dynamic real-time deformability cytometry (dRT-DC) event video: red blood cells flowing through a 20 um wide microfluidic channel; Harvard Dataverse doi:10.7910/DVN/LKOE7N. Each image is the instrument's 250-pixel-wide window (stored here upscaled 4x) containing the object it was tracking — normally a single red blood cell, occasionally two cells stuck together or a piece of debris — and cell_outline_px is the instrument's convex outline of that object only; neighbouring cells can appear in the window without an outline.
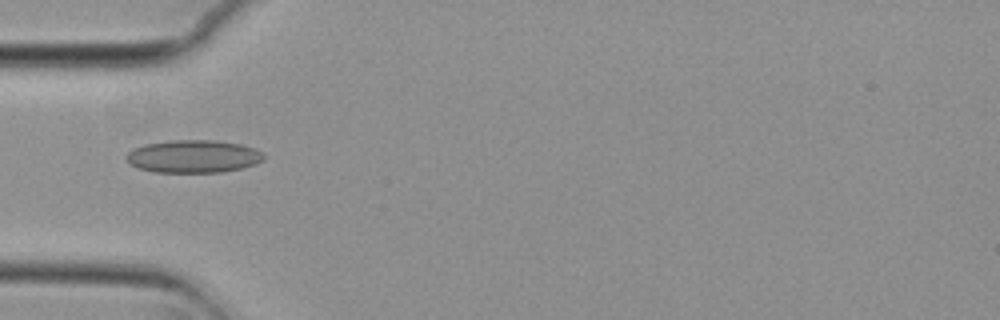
{"species": "common noctule bat (a hibernating species)", "species_latin": "Nyctalus noctula", "temperature_condition": "cold", "stored_images_in_passage": 37, "camera_frame_rate_fps": 3000, "um_per_image_px": 0.085, "animal": {"sex": "female", "body_mass_g": 29.2, "forearm_length_mm": 56.3}, "frame": {"image": 1, "passage_image": 1, "time_ms": 0.0, "image_size_px": [1000, 320], "cell_outline_px": [[264, 160], [256, 164], [224, 172], [152, 172], [136, 168], [128, 160], [128, 152], [132, 148], [144, 144], [168, 140], [216, 140], [240, 144], [256, 148], [264, 152]], "centroid_in_image_um": [16.46, 13.29], "position_along_channel_um": 68.5, "area_um2": 26.47}}
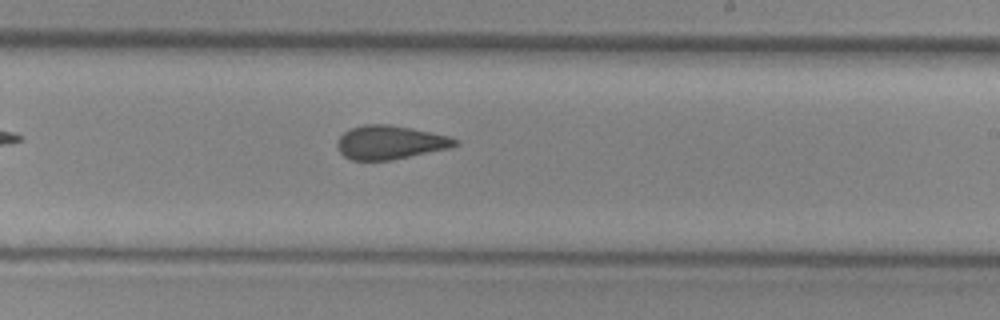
{"frame": {"image": 2, "passage_image": 16, "time_ms": 5.0, "image_size_px": [1000, 320], "cell_outline_px": [[460, 144], [448, 148], [392, 160], [352, 160], [344, 156], [336, 148], [336, 144], [340, 136], [348, 128], [364, 124], [388, 124], [412, 128], [432, 132], [448, 136], [460, 140]], "centroid_in_image_um": [33.14, 12.09], "position_along_channel_um": 255.9, "area_um2": 23.29}}
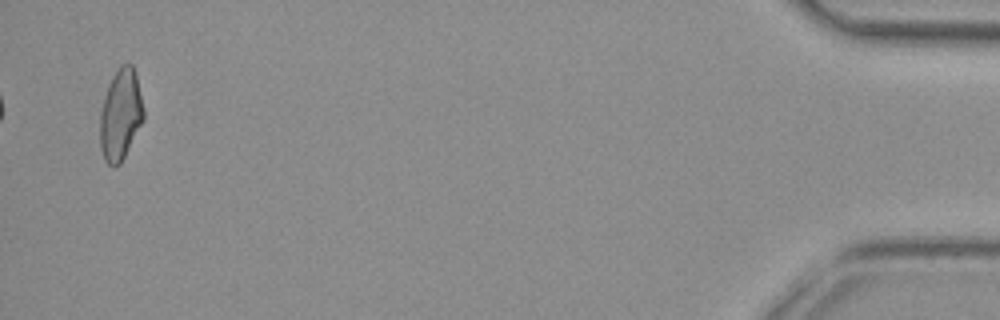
{"frame": {"image": 3, "passage_image": 37, "time_ms": 12.0, "image_size_px": [1000, 320], "cell_outline_px": [[144, 120], [120, 164], [112, 168], [104, 160], [100, 148], [100, 112], [104, 96], [112, 76], [120, 64], [132, 64], [136, 76], [144, 108]], "centroid_in_image_um": [10.24, 9.77], "position_along_channel_um": 425.0, "area_um2": 23.24}, "authors_computed_cell_mechanics": {"area_um2": 23.2356, "velocity_mm_per_s": 3.7431, "shape_relaxation_time_tau1_ms": 9.9871, "shape_relaxation_time_tau2_ms": 2.0468, "deformation_change_tau1": 0.1748, "deformation_change_tau2": 0.0702}}